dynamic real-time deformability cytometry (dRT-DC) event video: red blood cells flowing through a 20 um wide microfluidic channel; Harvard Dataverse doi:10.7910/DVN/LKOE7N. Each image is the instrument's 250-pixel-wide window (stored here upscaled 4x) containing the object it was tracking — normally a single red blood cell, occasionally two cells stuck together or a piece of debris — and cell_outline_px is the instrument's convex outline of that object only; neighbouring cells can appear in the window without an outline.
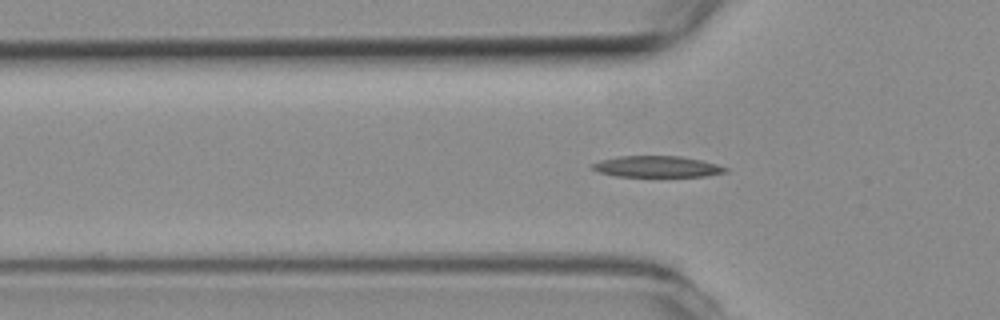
{"species": "common noctule bat (a hibernating species)", "species_latin": "Nyctalus noctula", "temperature_condition": "room temperature", "stored_images_in_passage": 43, "camera_frame_rate_fps": 3000, "um_per_image_px": 0.085, "animal": {"sex": "female", "body_mass_g": 19.3, "forearm_length_mm": 54.1}, "frame": {"image": 1, "passage_image": 5, "time_ms": 1.333, "image_size_px": [1000, 320], "cell_outline_px": [[728, 172], [704, 176], [616, 176], [600, 172], [592, 168], [592, 164], [600, 160], [616, 156], [680, 156], [700, 160], [716, 164], [728, 168]], "centroid_in_image_um": [55.85, 14.15], "position_along_channel_um": 70.0, "area_um2": 16.3}}
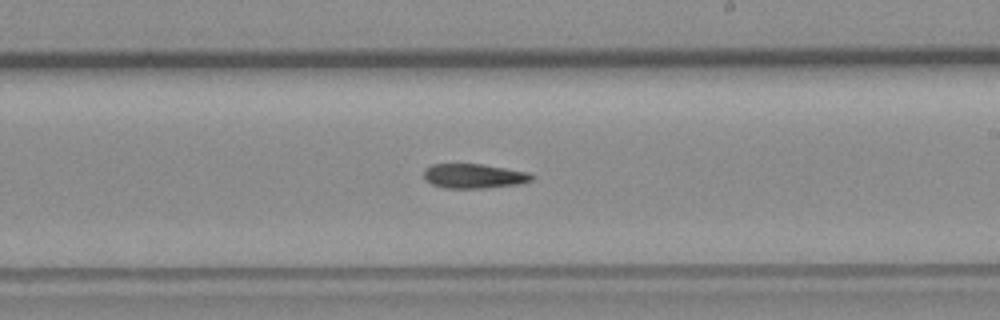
{"frame": {"image": 2, "passage_image": 19, "time_ms": 6.0, "image_size_px": [1000, 320], "cell_outline_px": [[532, 180], [524, 184], [484, 188], [444, 188], [432, 184], [424, 180], [424, 168], [432, 164], [480, 164], [528, 172], [532, 176]], "centroid_in_image_um": [40.26, 14.97], "position_along_channel_um": 248.7, "area_um2": 15.49}}
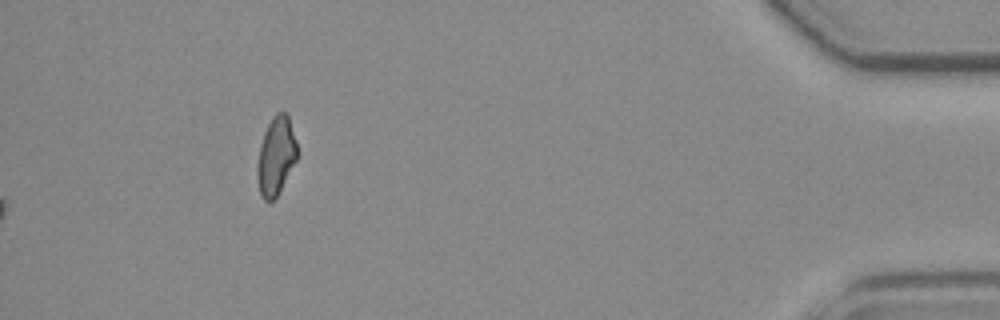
{"frame": {"image": 3, "passage_image": 43, "time_ms": 14.0, "image_size_px": [1000, 320], "cell_outline_px": [[296, 160], [276, 196], [272, 200], [264, 200], [260, 192], [256, 176], [256, 168], [260, 148], [264, 132], [272, 116], [276, 112], [284, 112], [288, 116], [296, 140]], "centroid_in_image_um": [23.44, 13.23], "position_along_channel_um": 411.8, "area_um2": 17.74}}